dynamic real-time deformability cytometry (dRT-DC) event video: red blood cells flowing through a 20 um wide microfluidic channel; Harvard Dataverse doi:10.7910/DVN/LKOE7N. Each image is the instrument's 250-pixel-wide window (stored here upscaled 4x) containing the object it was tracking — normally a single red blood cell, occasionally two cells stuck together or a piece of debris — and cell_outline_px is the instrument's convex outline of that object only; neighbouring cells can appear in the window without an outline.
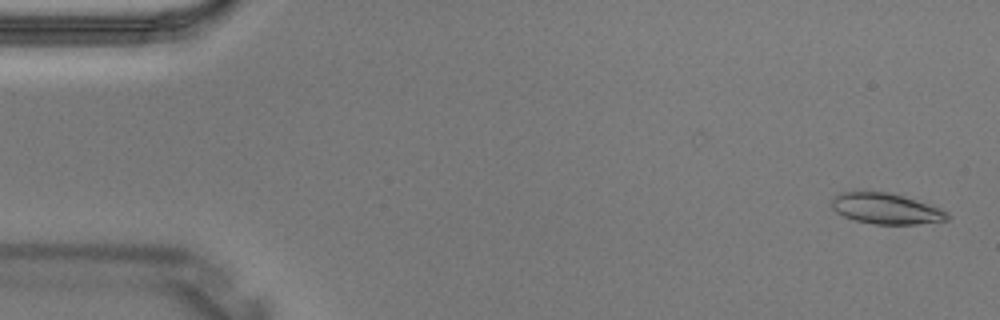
{"species": "Egyptian fruit bat (a non-hibernating species)", "species_latin": "Rousettus aegyptiacus", "temperature_condition": "warm", "stored_images_in_passage": 3, "camera_frame_rate_fps": 3000, "um_per_image_px": 0.085, "animal": {"sex": "male"}, "frame": {"image": 1, "passage_image": 1, "time_ms": 0.0, "image_size_px": [1000, 320], "cell_outline_px": [[952, 216], [948, 220], [916, 224], [872, 224], [856, 220], [844, 216], [836, 212], [832, 208], [832, 200], [840, 192], [888, 192], [940, 208], [948, 212]], "centroid_in_image_um": [75.33, 17.75], "position_along_channel_um": 9.7, "area_um2": 20.46}}